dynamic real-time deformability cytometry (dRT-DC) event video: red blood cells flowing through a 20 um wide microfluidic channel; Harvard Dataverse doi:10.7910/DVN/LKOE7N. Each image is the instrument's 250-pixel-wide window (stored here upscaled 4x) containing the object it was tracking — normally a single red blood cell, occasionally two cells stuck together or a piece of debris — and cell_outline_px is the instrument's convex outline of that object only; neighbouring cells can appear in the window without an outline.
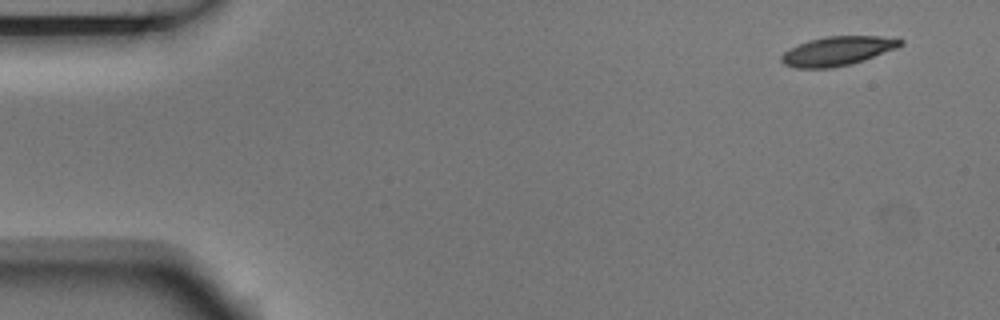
{"species": "Egyptian fruit bat (a non-hibernating species)", "species_latin": "Rousettus aegyptiacus", "temperature_condition": "room temperature", "stored_images_in_passage": 5, "camera_frame_rate_fps": 3000, "um_per_image_px": 0.085, "animal": {"sex": "male"}, "frame": {"image": 1, "passage_image": 1, "time_ms": 0.0, "image_size_px": [1000, 320], "cell_outline_px": [[904, 44], [896, 48], [864, 60], [832, 68], [796, 68], [784, 64], [780, 60], [780, 56], [784, 52], [800, 44], [824, 36], [880, 36], [904, 40]], "centroid_in_image_um": [71.19, 4.34], "position_along_channel_um": 13.8, "area_um2": 19.94}}
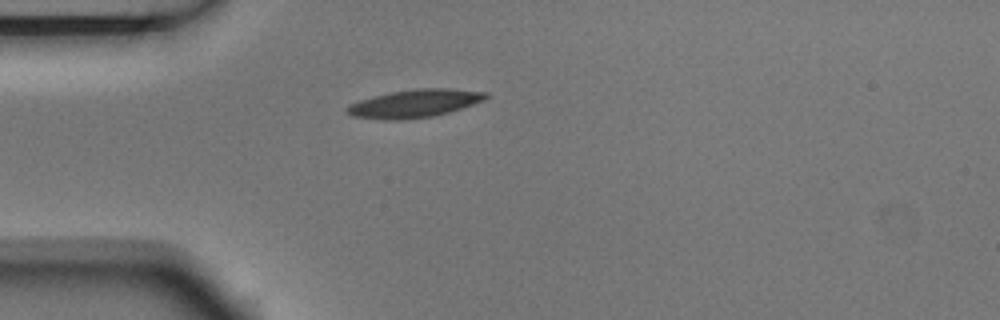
{"frame": {"image": 2, "passage_image": 4, "time_ms": 1.0, "image_size_px": [1000, 320], "cell_outline_px": [[488, 96], [484, 100], [448, 112], [432, 116], [400, 120], [384, 120], [352, 116], [348, 112], [348, 108], [352, 104], [360, 100], [392, 92], [416, 88], [448, 88], [488, 92]], "centroid_in_image_um": [35.28, 8.79], "position_along_channel_um": 49.7, "area_um2": 22.2}}